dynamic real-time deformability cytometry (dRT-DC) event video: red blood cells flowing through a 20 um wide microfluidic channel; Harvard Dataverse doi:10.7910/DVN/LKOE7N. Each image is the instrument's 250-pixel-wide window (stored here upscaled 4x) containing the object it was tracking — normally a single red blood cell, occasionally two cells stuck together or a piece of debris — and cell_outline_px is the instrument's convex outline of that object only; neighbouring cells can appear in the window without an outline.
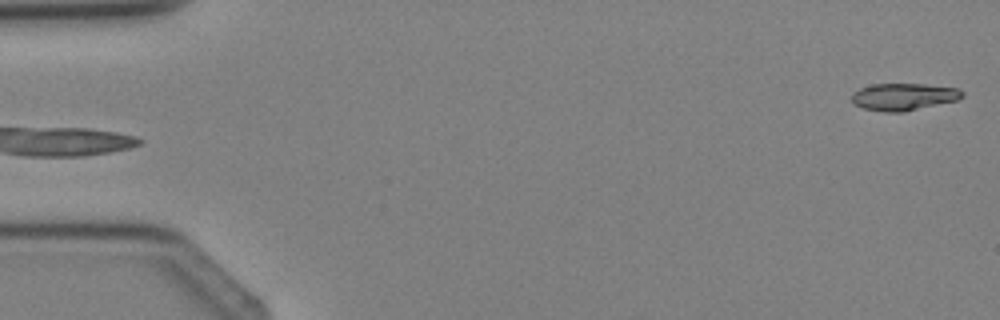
{"species": "Egyptian fruit bat (a non-hibernating species)", "species_latin": "Rousettus aegyptiacus", "temperature_condition": "cold", "stored_images_in_passage": 4, "camera_frame_rate_fps": 3000, "um_per_image_px": 0.085, "animal": {"sex": "female"}, "frame": {"image": 1, "passage_image": 4, "time_ms": 3.333, "image_size_px": [1000, 320], "cell_outline_px": [[964, 96], [956, 100], [904, 112], [884, 112], [864, 108], [852, 104], [852, 92], [860, 88], [872, 84], [924, 84], [960, 88], [964, 92]], "centroid_in_image_um": [76.8, 8.22], "position_along_channel_um": 8.2, "area_um2": 17.57}}